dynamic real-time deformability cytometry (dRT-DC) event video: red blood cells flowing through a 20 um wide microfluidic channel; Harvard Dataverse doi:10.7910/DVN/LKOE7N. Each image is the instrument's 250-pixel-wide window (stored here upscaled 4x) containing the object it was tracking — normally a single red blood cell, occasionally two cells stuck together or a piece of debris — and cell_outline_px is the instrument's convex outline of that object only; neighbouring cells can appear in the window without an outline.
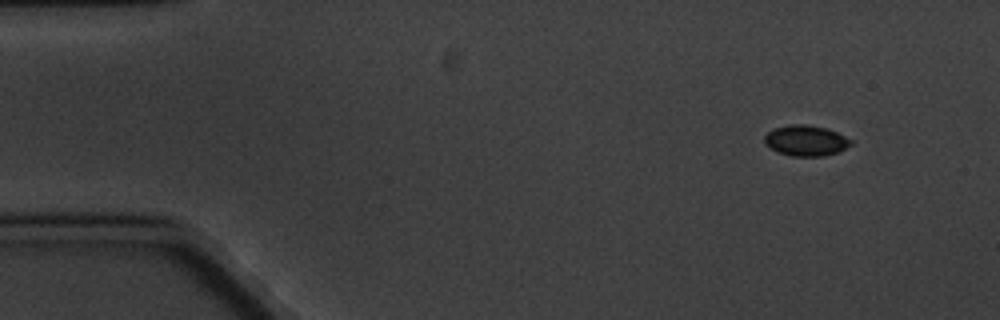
{"species": "common noctule bat (a hibernating species)", "species_latin": "Nyctalus noctula", "temperature_condition": "cold", "stored_images_in_passage": 5, "segment_of_instrument_passage": [1, 2], "camera_frame_rate_fps": 3000, "um_per_image_px": 0.085, "animal": {"sex": "male", "body_mass_g": 20.1, "forearm_length_mm": 53.5}, "frame": {"image": 1, "passage_image": 1, "time_ms": 0.0, "image_size_px": [1000, 320], "cell_outline_px": [[852, 144], [840, 152], [824, 156], [792, 156], [780, 152], [764, 144], [764, 136], [768, 132], [776, 128], [788, 124], [804, 124], [824, 128], [836, 132], [852, 140]], "centroid_in_image_um": [68.51, 11.95], "position_along_channel_um": 16.5, "area_um2": 15.32}}